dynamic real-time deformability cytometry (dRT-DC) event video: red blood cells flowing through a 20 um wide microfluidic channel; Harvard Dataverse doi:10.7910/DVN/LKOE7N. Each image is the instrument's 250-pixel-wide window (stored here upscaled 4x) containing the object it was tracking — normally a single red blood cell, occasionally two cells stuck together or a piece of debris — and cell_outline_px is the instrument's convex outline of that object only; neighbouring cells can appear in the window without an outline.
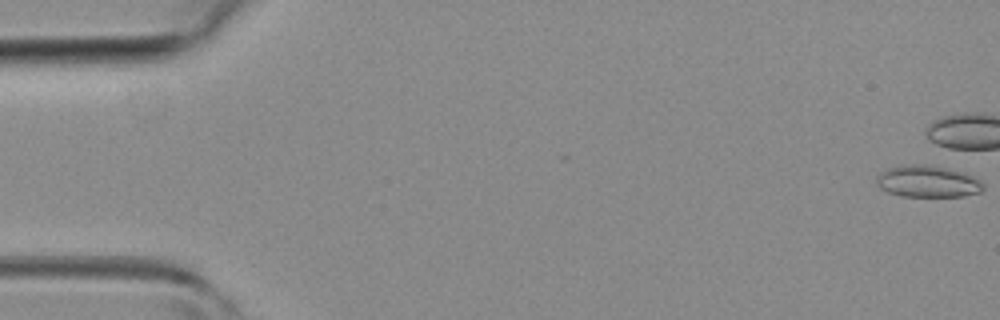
{"species": "common noctule bat (a hibernating species)", "species_latin": "Nyctalus noctula", "temperature_condition": "room temperature", "stored_images_in_passage": 5, "camera_frame_rate_fps": 3000, "um_per_image_px": 0.085, "animal": {"sex": "female", "body_mass_g": 19.3, "forearm_length_mm": 54.1}, "frame": {"image": 1, "passage_image": 1, "time_ms": 0.0, "image_size_px": [1000, 320], "cell_outline_px": [[984, 188], [980, 192], [964, 196], [900, 196], [888, 192], [880, 188], [876, 184], [876, 176], [884, 168], [900, 164], [936, 164], [964, 172], [980, 180], [984, 184]], "centroid_in_image_um": [78.82, 15.39], "position_along_channel_um": 6.2, "area_um2": 20.35}}